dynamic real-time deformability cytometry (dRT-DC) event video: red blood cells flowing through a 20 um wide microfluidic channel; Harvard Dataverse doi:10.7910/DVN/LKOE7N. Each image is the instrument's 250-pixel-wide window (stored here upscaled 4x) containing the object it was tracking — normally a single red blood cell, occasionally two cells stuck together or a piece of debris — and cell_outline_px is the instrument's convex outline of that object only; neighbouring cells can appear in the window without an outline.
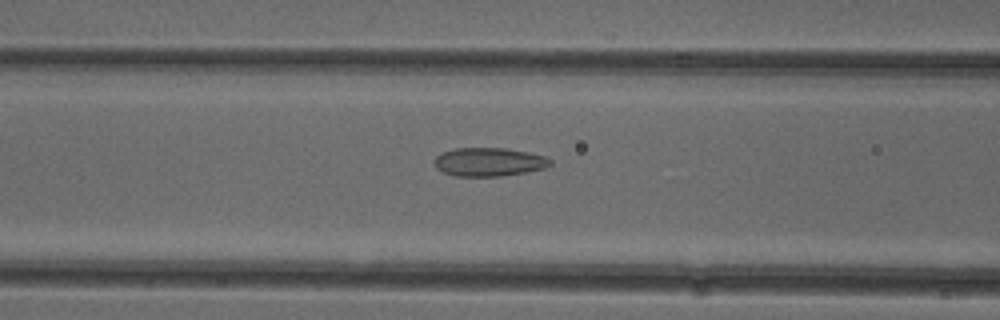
{"species": "common noctule bat (a hibernating species)", "species_latin": "Nyctalus noctula", "temperature_condition": "cold", "stored_images_in_passage": 52, "camera_frame_rate_fps": 3000, "um_per_image_px": 0.085, "animal": {"sex": "female"}, "frame": {"image": 1, "passage_image": 21, "time_ms": 6.667, "image_size_px": [1000, 320], "cell_outline_px": [[552, 164], [544, 168], [524, 172], [500, 176], [456, 176], [444, 172], [436, 168], [432, 164], [432, 160], [436, 156], [444, 152], [456, 148], [508, 148], [528, 152], [544, 156], [552, 160]], "centroid_in_image_um": [41.53, 13.76], "position_along_channel_um": 125.1, "area_um2": 19.31}}
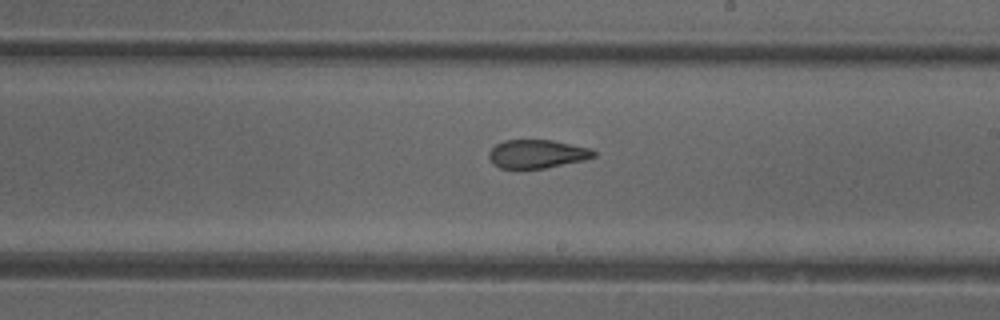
{"frame": {"image": 2, "passage_image": 30, "time_ms": 9.667, "image_size_px": [1000, 320], "cell_outline_px": [[596, 156], [584, 160], [544, 168], [500, 168], [492, 164], [488, 156], [488, 152], [496, 144], [504, 140], [552, 140], [592, 148], [596, 152]], "centroid_in_image_um": [45.65, 13.08], "position_along_channel_um": 243.4, "area_um2": 17.46}}
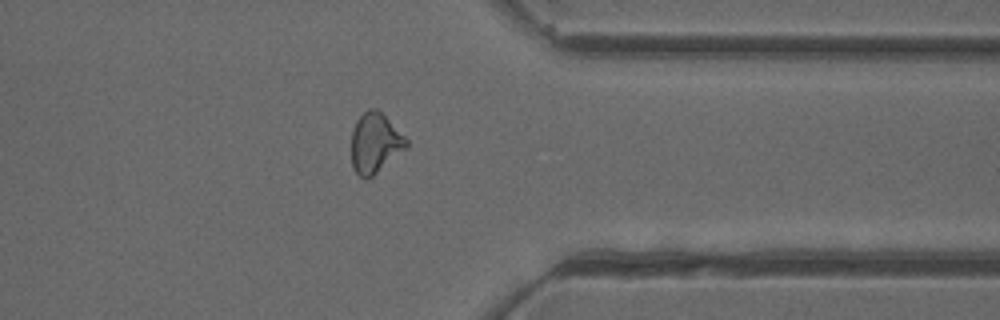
{"frame": {"image": 3, "passage_image": 41, "time_ms": 13.333, "image_size_px": [1000, 320], "cell_outline_px": [[408, 148], [368, 180], [364, 180], [352, 168], [352, 132], [356, 120], [368, 108], [376, 108], [408, 140]], "centroid_in_image_um": [31.88, 12.2], "position_along_channel_um": 379.5, "area_um2": 19.25}, "authors_computed_cell_mechanics": {"area_um2": 19.5942, "velocity_mm_per_s": 3.941, "shape_relaxation_time_tau1_ms": null, "shape_relaxation_time_tau2_ms": 1.9105, "deformation_change_tau1": null, "deformation_change_tau2": 0.0815}}